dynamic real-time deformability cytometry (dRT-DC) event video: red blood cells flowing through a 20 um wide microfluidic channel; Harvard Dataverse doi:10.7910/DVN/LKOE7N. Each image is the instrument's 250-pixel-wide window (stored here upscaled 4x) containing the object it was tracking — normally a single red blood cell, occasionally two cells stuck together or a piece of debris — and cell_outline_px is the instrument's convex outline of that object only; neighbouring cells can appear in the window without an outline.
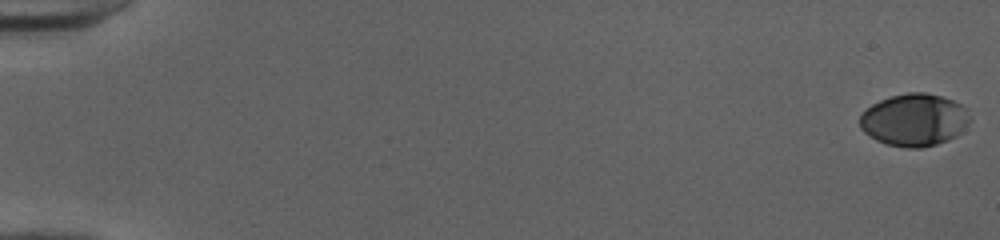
{"species": "human", "species_latin": "Homo sapiens", "temperature_condition": "cold", "stored_images_in_passage": 53, "camera_frame_rate_fps": 3000, "um_per_image_px": 0.085, "donor": {"sex": "female"}, "frame": {"image": 1, "passage_image": 1, "time_ms": 0.0, "image_size_px": [1000, 240], "cell_outline_px": [[972, 120], [956, 136], [948, 140], [936, 144], [920, 148], [908, 148], [888, 144], [876, 140], [864, 132], [860, 128], [860, 116], [872, 104], [880, 100], [892, 96], [908, 92], [924, 92], [940, 96], [952, 100], [968, 108]], "centroid_in_image_um": [77.75, 10.19], "position_along_channel_um": 7.3, "area_um2": 33.64}}
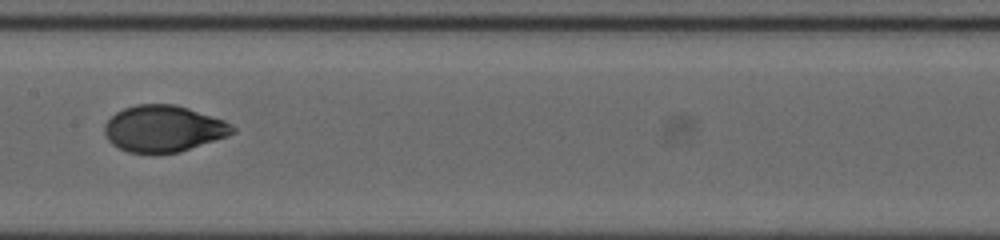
{"frame": {"image": 2, "passage_image": 29, "time_ms": 9.333, "image_size_px": [1000, 240], "cell_outline_px": [[236, 132], [228, 136], [180, 152], [152, 156], [128, 152], [112, 144], [108, 140], [104, 132], [104, 124], [116, 112], [124, 108], [136, 104], [176, 104], [224, 120], [232, 124], [236, 128]], "centroid_in_image_um": [13.9, 10.97], "position_along_channel_um": 193.5, "area_um2": 35.32}}
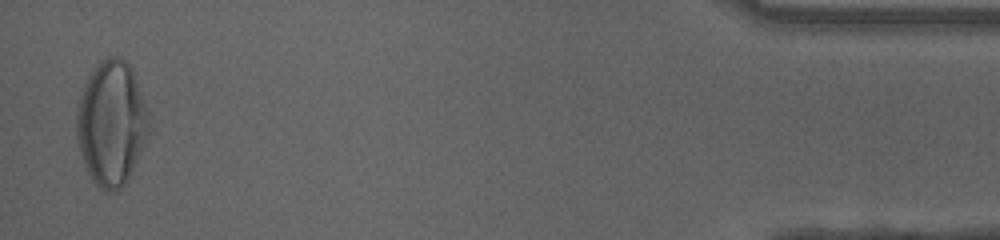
{"frame": {"image": 3, "passage_image": 52, "time_ms": 17.0, "image_size_px": [1000, 240], "cell_outline_px": [[152, 128], [128, 180], [120, 188], [112, 192], [108, 192], [100, 188], [96, 184], [88, 172], [84, 164], [76, 140], [76, 104], [84, 84], [88, 76], [96, 64], [100, 60], [108, 56], [120, 56], [132, 68]], "centroid_in_image_um": [9.45, 10.47], "position_along_channel_um": 425.7, "area_um2": 52.83}, "authors_computed_cell_mechanics": {"area_um2": 34.8534, "velocity_mm_per_s": 4.019, "shape_relaxation_time_tau1_ms": 5.2522, "shape_relaxation_time_tau2_ms": null, "deformation_change_tau1": 0.2165, "deformation_change_tau2": null}}